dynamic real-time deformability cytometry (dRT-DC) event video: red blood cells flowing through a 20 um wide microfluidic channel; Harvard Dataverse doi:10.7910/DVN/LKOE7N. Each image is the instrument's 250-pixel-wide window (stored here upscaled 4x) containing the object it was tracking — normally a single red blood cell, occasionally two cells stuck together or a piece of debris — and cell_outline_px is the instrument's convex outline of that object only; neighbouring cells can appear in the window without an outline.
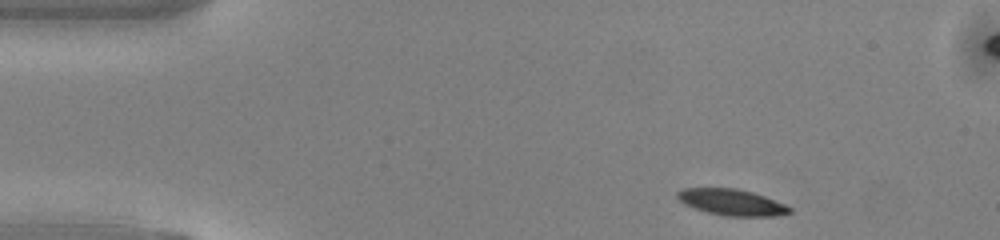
{"species": "common noctule bat (a hibernating species)", "species_latin": "Nyctalus noctula", "temperature_condition": "warm", "stored_images_in_passage": 45, "segment_of_instrument_passage": [1, 2], "camera_frame_rate_fps": 3000, "um_per_image_px": 0.085, "animal": {"sex": "male", "body_mass_g": 13.0, "forearm_length_mm": 53.1}, "frame": {"image": 1, "passage_image": 1, "time_ms": 0.0, "image_size_px": [1000, 240], "cell_outline_px": [[792, 212], [776, 216], [724, 216], [708, 212], [684, 204], [676, 196], [676, 192], [684, 188], [736, 188], [752, 192], [764, 196], [784, 204], [792, 208]], "centroid_in_image_um": [62.2, 17.19], "position_along_channel_um": 22.8, "area_um2": 17.05}}
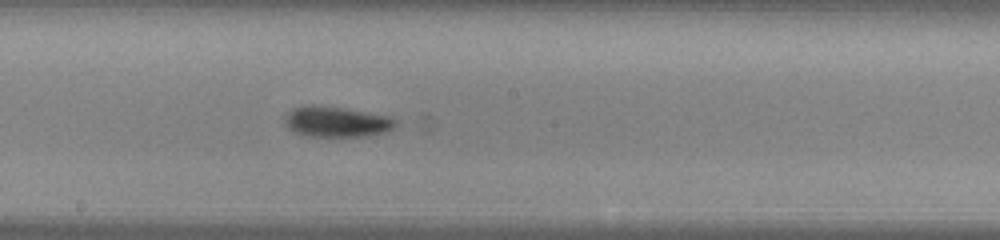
{"frame": {"image": 2, "passage_image": 21, "time_ms": 6.667, "image_size_px": [1000, 240], "cell_outline_px": [[400, 124], [384, 132], [368, 136], [308, 136], [292, 132], [284, 124], [284, 120], [288, 112], [292, 108], [312, 104], [344, 108], [392, 116], [400, 120]], "centroid_in_image_um": [28.64, 10.34], "position_along_channel_um": 219.6, "area_um2": 20.11}}
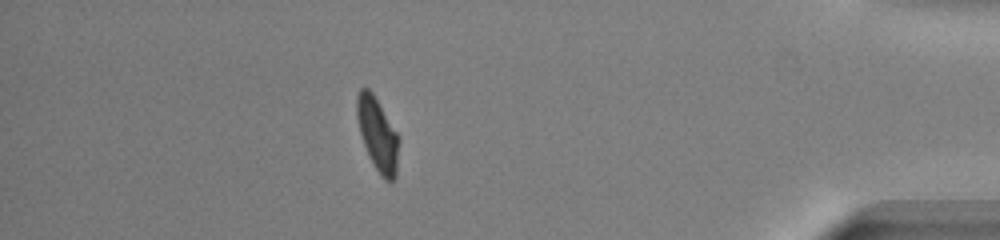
{"frame": {"image": 3, "passage_image": 38, "time_ms": 12.333, "image_size_px": [1000, 240], "cell_outline_px": [[400, 140], [396, 176], [392, 180], [384, 180], [380, 176], [368, 156], [360, 132], [356, 116], [356, 96], [360, 88], [368, 88], [372, 92], [400, 136]], "centroid_in_image_um": [32.11, 11.42], "position_along_channel_um": 403.1, "area_um2": 18.15}}